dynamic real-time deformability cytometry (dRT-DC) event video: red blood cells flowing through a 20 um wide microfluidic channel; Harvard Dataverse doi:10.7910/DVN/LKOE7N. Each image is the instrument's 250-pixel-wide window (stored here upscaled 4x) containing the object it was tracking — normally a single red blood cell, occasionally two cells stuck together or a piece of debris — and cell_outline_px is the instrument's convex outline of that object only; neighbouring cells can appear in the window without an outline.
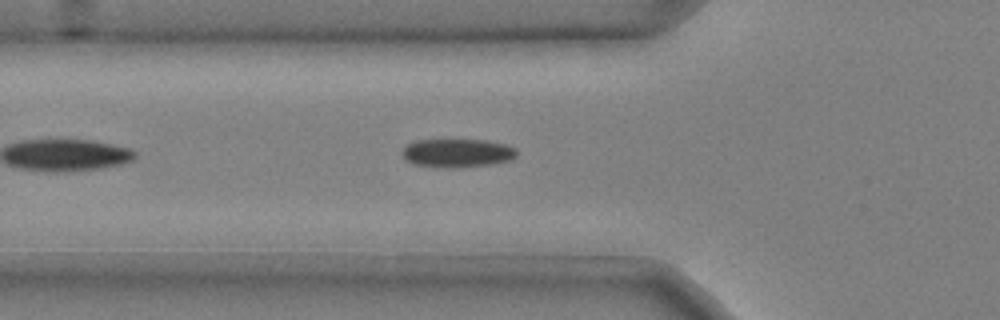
{"species": "common noctule bat (a hibernating species)", "species_latin": "Nyctalus noctula", "temperature_condition": "cold", "stored_images_in_passage": 7, "camera_frame_rate_fps": 3000, "um_per_image_px": 0.085, "animal": {"sex": "male", "body_mass_g": 20.4}, "frame": {"image": 1, "passage_image": 6, "time_ms": 1.667, "image_size_px": [1000, 320], "cell_outline_px": [[516, 156], [512, 160], [492, 164], [452, 168], [412, 164], [404, 160], [400, 152], [408, 144], [416, 140], [488, 140], [508, 144], [516, 148]], "centroid_in_image_um": [38.88, 13.0], "position_along_channel_um": 86.9, "area_um2": 19.25}}